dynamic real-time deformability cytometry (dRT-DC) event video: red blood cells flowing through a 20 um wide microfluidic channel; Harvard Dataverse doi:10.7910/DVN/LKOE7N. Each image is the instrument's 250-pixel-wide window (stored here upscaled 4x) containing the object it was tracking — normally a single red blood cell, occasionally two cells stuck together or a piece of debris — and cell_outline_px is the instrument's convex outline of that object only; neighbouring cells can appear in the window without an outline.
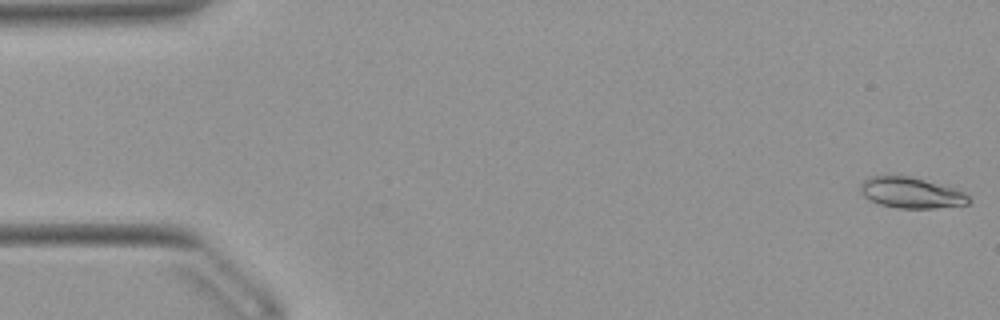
{"species": "Egyptian fruit bat (a non-hibernating species)", "species_latin": "Rousettus aegyptiacus", "temperature_condition": "warm", "stored_images_in_passage": 52, "camera_frame_rate_fps": 3000, "um_per_image_px": 0.085, "animal": {"sex": "female"}, "frame": {"image": 1, "passage_image": 1, "time_ms": 0.0, "image_size_px": [1000, 320], "cell_outline_px": [[972, 200], [968, 204], [936, 208], [896, 208], [880, 204], [864, 196], [860, 192], [860, 184], [868, 176], [912, 176], [952, 188], [964, 192]], "centroid_in_image_um": [77.44, 16.38], "position_along_channel_um": 7.6, "area_um2": 19.36}}
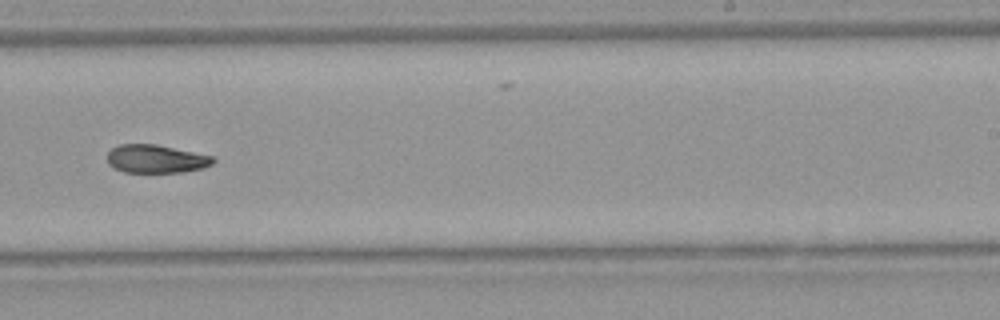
{"frame": {"image": 2, "passage_image": 32, "time_ms": 10.333, "image_size_px": [1000, 320], "cell_outline_px": [[216, 160], [212, 164], [204, 168], [184, 172], [124, 172], [108, 164], [108, 152], [112, 148], [120, 144], [156, 144], [212, 156]], "centroid_in_image_um": [13.27, 13.5], "position_along_channel_um": 275.7, "area_um2": 17.34}}
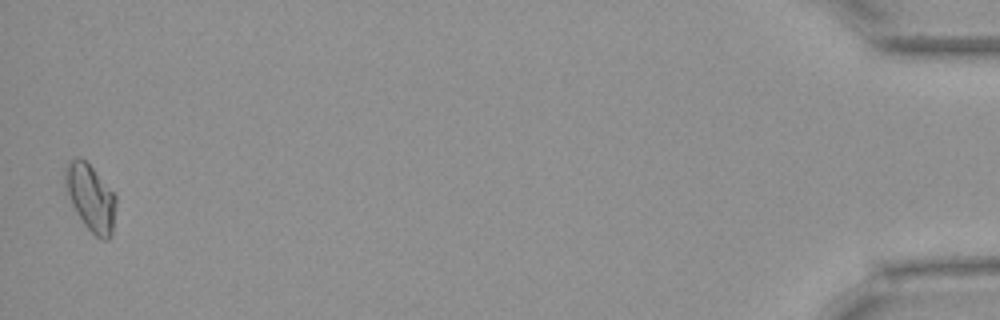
{"frame": {"image": 3, "passage_image": 51, "time_ms": 16.667, "image_size_px": [1000, 320], "cell_outline_px": [[116, 204], [112, 232], [108, 240], [104, 240], [96, 236], [88, 228], [76, 212], [72, 204], [64, 184], [64, 168], [76, 156], [80, 156], [92, 168], [116, 196]], "centroid_in_image_um": [7.69, 16.79], "position_along_channel_um": 427.5, "area_um2": 19.36}}